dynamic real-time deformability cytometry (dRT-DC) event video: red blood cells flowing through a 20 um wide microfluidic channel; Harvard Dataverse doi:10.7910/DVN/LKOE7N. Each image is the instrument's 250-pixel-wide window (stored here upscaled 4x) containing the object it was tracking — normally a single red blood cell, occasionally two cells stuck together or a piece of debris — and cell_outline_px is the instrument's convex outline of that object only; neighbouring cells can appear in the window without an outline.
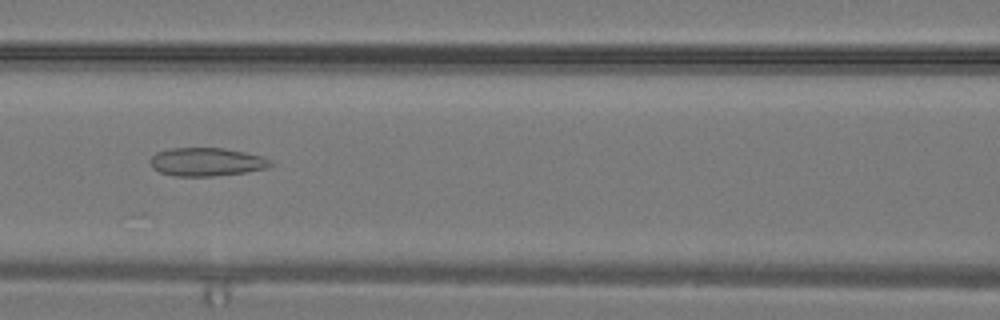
{"species": "common noctule bat (a hibernating species)", "species_latin": "Nyctalus noctula", "temperature_condition": "warm", "stored_images_in_passage": 22, "camera_frame_rate_fps": 3000, "um_per_image_px": 0.085, "animal": {"sex": "male", "body_mass_g": 19.2, "forearm_length_mm": 51.8}, "frame": {"image": 1, "passage_image": 5, "time_ms": 1.333, "image_size_px": [1000, 320], "cell_outline_px": [[276, 164], [268, 168], [244, 172], [212, 176], [172, 176], [160, 172], [152, 168], [148, 160], [156, 152], [172, 148], [224, 148], [264, 156], [272, 160]], "centroid_in_image_um": [17.58, 13.76], "position_along_channel_um": 149.0, "area_um2": 20.11}}
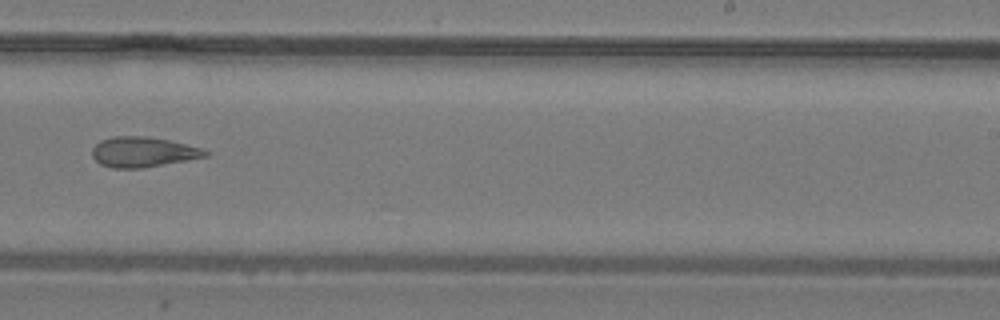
{"frame": {"image": 2, "passage_image": 11, "time_ms": 3.333, "image_size_px": [1000, 320], "cell_outline_px": [[208, 156], [188, 160], [140, 168], [112, 168], [100, 164], [92, 156], [92, 148], [100, 140], [112, 136], [148, 136], [168, 140], [200, 148], [208, 152]], "centroid_in_image_um": [12.11, 12.91], "position_along_channel_um": 276.9, "area_um2": 19.77}}
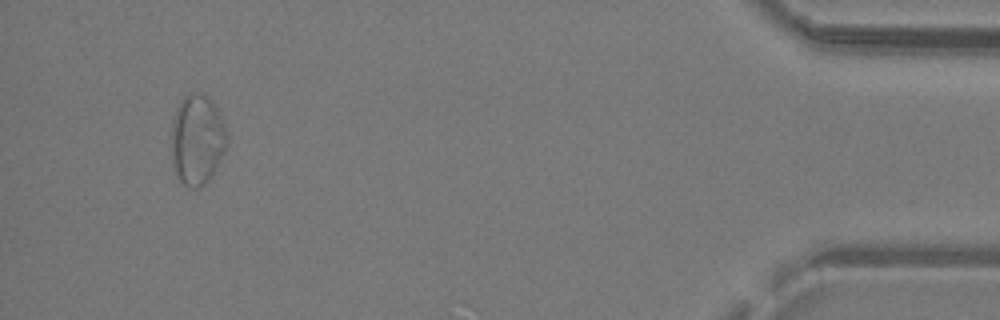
{"frame": {"image": 3, "passage_image": 21, "time_ms": 6.667, "image_size_px": [1000, 320], "cell_outline_px": [[228, 144], [212, 176], [204, 184], [196, 188], [192, 188], [184, 184], [180, 180], [176, 172], [172, 160], [172, 120], [176, 108], [180, 100], [184, 96], [192, 92], [208, 96], [212, 100], [228, 132]], "centroid_in_image_um": [16.77, 11.85], "position_along_channel_um": 418.4, "area_um2": 29.3}}